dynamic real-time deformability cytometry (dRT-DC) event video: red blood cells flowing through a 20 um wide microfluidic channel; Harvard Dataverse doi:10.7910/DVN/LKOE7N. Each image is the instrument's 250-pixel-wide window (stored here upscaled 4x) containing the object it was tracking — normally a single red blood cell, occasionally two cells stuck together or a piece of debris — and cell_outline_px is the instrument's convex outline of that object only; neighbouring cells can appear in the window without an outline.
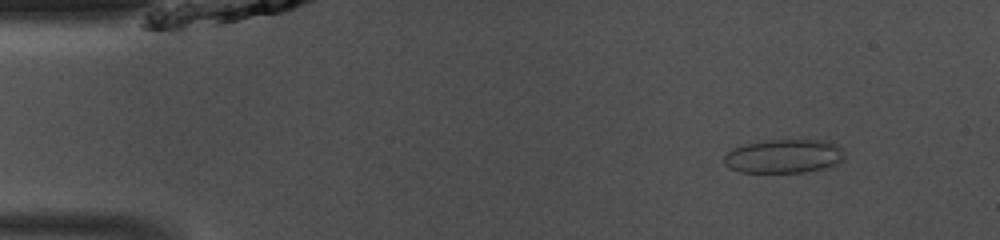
{"species": "common noctule bat (a hibernating species)", "species_latin": "Nyctalus noctula", "temperature_condition": "room temperature", "stored_images_in_passage": 47, "camera_frame_rate_fps": 3000, "um_per_image_px": 0.085, "animal": {"sex": "male", "body_mass_g": 13.0, "forearm_length_mm": 53.1}, "frame": {"image": 1, "passage_image": 5, "time_ms": 1.333, "image_size_px": [1000, 240], "cell_outline_px": [[844, 160], [840, 164], [824, 168], [804, 172], [740, 172], [728, 168], [724, 164], [724, 156], [732, 148], [744, 144], [768, 140], [824, 140], [836, 144], [844, 148]], "centroid_in_image_um": [66.66, 13.28], "position_along_channel_um": 18.3, "area_um2": 24.04}}
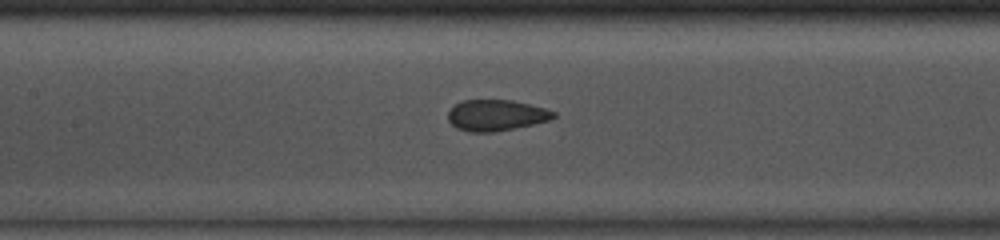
{"frame": {"image": 2, "passage_image": 21, "time_ms": 6.667, "image_size_px": [1000, 240], "cell_outline_px": [[556, 116], [548, 120], [532, 124], [492, 132], [472, 132], [456, 128], [448, 120], [448, 112], [456, 104], [464, 100], [512, 100], [544, 108], [556, 112]], "centroid_in_image_um": [42.15, 9.79], "position_along_channel_um": 165.2, "area_um2": 18.79}}
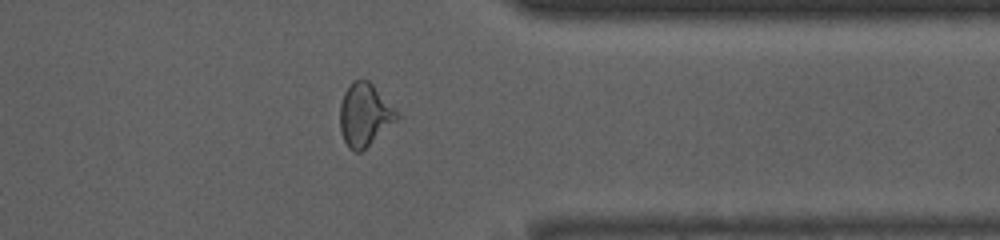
{"frame": {"image": 3, "passage_image": 37, "time_ms": 12.0, "image_size_px": [1000, 240], "cell_outline_px": [[400, 116], [396, 120], [360, 152], [356, 152], [348, 148], [340, 132], [340, 104], [344, 92], [348, 84], [352, 80], [368, 80], [396, 108]], "centroid_in_image_um": [30.97, 9.73], "position_along_channel_um": 380.4, "area_um2": 20.69}, "authors_computed_cell_mechanics": {"area_um2": 21.0392, "velocity_mm_per_s": 4.1675, "shape_relaxation_time_tau1_ms": null, "shape_relaxation_time_tau2_ms": 1.0024, "deformation_change_tau1": null, "deformation_change_tau2": 0.0518}}